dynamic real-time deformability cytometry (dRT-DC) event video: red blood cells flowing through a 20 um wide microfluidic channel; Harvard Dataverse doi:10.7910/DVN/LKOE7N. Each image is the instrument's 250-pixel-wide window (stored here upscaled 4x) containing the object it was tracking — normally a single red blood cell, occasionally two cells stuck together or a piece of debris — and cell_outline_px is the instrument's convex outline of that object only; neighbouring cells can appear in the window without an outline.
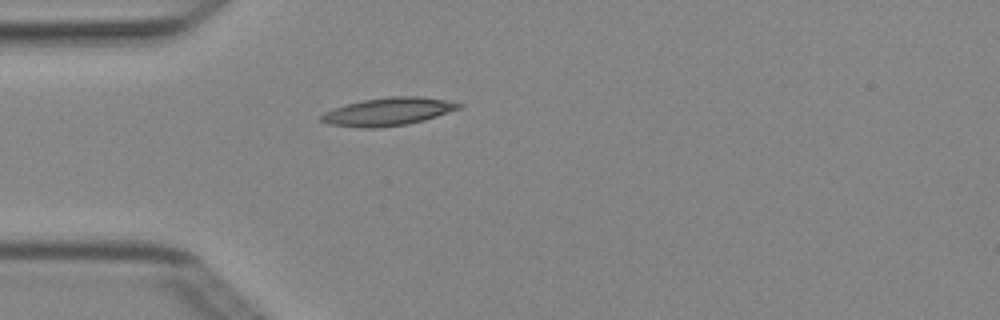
{"species": "Egyptian fruit bat (a non-hibernating species)", "species_latin": "Rousettus aegyptiacus", "temperature_condition": "cold", "stored_images_in_passage": 4, "camera_frame_rate_fps": 3000, "um_per_image_px": 0.085, "animal": {"sex": "female"}, "frame": {"image": 1, "passage_image": 4, "time_ms": 1.0, "image_size_px": [1000, 320], "cell_outline_px": [[464, 104], [460, 108], [424, 120], [408, 124], [380, 128], [360, 128], [328, 124], [320, 120], [320, 116], [324, 112], [348, 104], [364, 100], [388, 96], [420, 96], [444, 100]], "centroid_in_image_um": [32.98, 9.5], "position_along_channel_um": 52.0, "area_um2": 22.25}}